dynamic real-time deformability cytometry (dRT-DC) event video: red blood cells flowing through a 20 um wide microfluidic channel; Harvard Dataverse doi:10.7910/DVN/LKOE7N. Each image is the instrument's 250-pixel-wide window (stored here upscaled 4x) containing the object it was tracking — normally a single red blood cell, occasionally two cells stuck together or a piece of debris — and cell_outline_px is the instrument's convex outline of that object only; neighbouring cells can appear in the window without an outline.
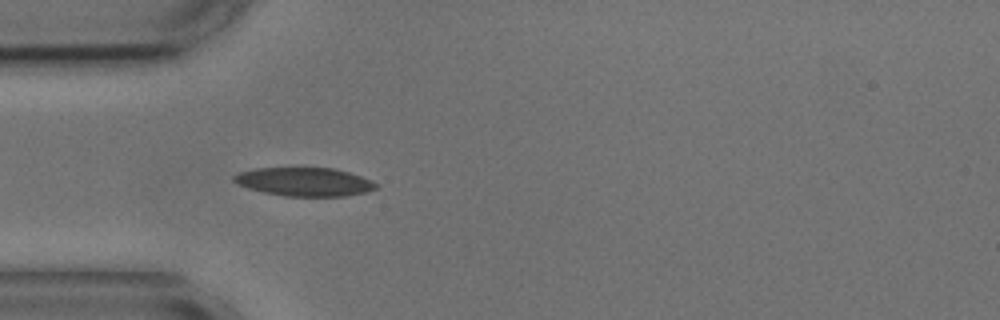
{"species": "common noctule bat (a hibernating species)", "species_latin": "Nyctalus noctula", "temperature_condition": "cold", "stored_images_in_passage": 8, "camera_frame_rate_fps": 3000, "um_per_image_px": 0.085, "animal": {"sex": "male", "body_mass_g": 17.9, "forearm_length_mm": 54.2}, "frame": {"image": 1, "passage_image": 4, "time_ms": 1.0, "image_size_px": [1000, 320], "cell_outline_px": [[380, 184], [376, 188], [364, 192], [344, 196], [284, 196], [264, 192], [248, 188], [232, 180], [232, 176], [240, 172], [256, 168], [332, 168], [348, 172], [360, 176]], "centroid_in_image_um": [25.87, 15.45], "position_along_channel_um": 59.1, "area_um2": 23.41}}